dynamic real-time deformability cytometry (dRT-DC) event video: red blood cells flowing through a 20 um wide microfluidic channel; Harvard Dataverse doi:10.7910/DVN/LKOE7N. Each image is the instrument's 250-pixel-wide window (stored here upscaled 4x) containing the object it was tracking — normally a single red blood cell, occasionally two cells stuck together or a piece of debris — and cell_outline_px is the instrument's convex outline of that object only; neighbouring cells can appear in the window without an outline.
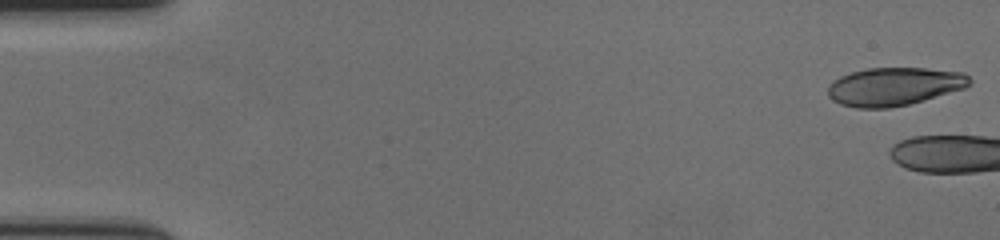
{"species": "human", "species_latin": "Homo sapiens", "temperature_condition": "cold", "stored_images_in_passage": 13, "camera_frame_rate_fps": 3000, "um_per_image_px": 0.085, "donor": {"sex": "female"}, "frame": {"image": 1, "passage_image": 1, "time_ms": 0.0, "image_size_px": [1000, 240], "cell_outline_px": [[972, 84], [964, 88], [924, 100], [908, 104], [888, 108], [856, 108], [840, 104], [832, 100], [828, 96], [828, 84], [832, 80], [840, 76], [852, 72], [868, 68], [924, 68], [964, 72], [972, 80]], "centroid_in_image_um": [75.99, 7.35], "position_along_channel_um": 9.0, "area_um2": 31.67}}